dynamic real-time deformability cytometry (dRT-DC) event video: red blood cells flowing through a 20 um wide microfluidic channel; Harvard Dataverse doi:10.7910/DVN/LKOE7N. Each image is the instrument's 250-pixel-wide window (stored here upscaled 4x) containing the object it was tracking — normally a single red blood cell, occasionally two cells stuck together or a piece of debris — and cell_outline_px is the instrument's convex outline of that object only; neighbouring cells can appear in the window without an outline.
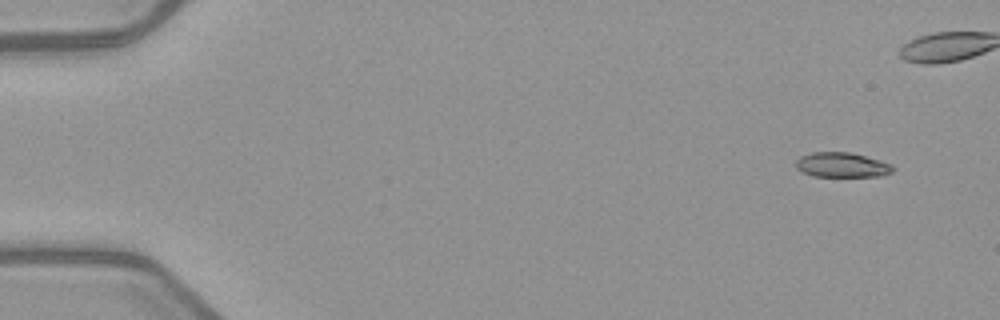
{"species": "common noctule bat (a hibernating species)", "species_latin": "Nyctalus noctula", "temperature_condition": "warm", "stored_images_in_passage": 8, "camera_frame_rate_fps": 3000, "um_per_image_px": 0.085, "animal": {"sex": "female", "body_mass_g": 21.9}, "frame": {"image": 1, "passage_image": 1, "time_ms": 0.0, "image_size_px": [1000, 320], "cell_outline_px": [[896, 168], [892, 172], [880, 176], [812, 176], [796, 168], [796, 160], [800, 156], [812, 152], [848, 152], [880, 160], [892, 164]], "centroid_in_image_um": [71.57, 14.01], "position_along_channel_um": 13.4, "area_um2": 13.99}}
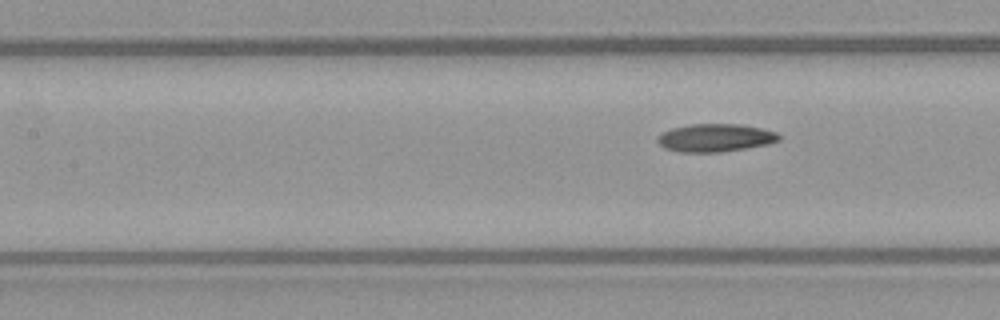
{"frame": {"image": 2, "passage_image": 8, "time_ms": 8.333, "image_size_px": [1000, 320], "cell_outline_px": [[780, 140], [768, 144], [720, 152], [680, 152], [664, 148], [656, 140], [656, 136], [672, 128], [692, 124], [740, 124], [760, 128], [776, 132], [780, 136]], "centroid_in_image_um": [60.78, 11.71], "position_along_channel_um": 146.6, "area_um2": 19.65}}